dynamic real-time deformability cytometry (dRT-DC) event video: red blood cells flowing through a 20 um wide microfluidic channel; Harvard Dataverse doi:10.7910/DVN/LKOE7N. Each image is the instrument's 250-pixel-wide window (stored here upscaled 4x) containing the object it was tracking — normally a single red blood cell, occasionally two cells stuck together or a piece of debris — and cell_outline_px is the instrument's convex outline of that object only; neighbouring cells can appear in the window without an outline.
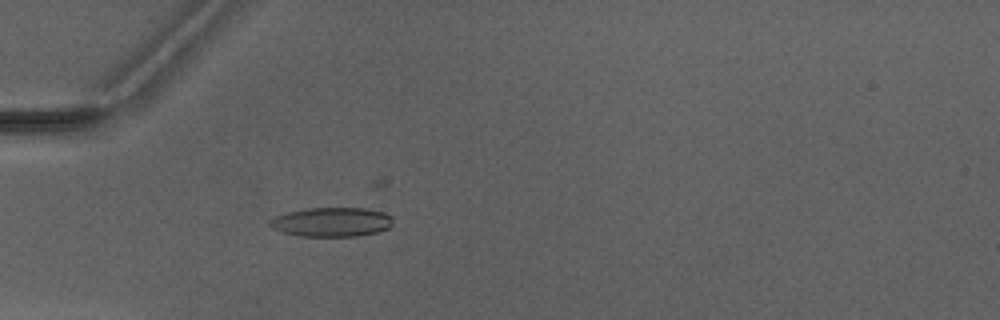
{"species": "Egyptian fruit bat (a non-hibernating species)", "species_latin": "Rousettus aegyptiacus", "temperature_condition": "warm", "stored_images_in_passage": 1, "camera_frame_rate_fps": 3000, "um_per_image_px": 0.085, "animal": {"sex": "male"}, "frame": {"image": 1, "passage_image": 1, "time_ms": 0.0, "image_size_px": [1000, 320], "cell_outline_px": [[392, 224], [388, 228], [380, 232], [356, 236], [300, 236], [280, 232], [272, 228], [268, 224], [276, 216], [288, 212], [304, 208], [364, 208], [384, 212], [392, 216]], "centroid_in_image_um": [28.2, 18.87], "position_along_channel_um": 56.8, "area_um2": 21.1}}